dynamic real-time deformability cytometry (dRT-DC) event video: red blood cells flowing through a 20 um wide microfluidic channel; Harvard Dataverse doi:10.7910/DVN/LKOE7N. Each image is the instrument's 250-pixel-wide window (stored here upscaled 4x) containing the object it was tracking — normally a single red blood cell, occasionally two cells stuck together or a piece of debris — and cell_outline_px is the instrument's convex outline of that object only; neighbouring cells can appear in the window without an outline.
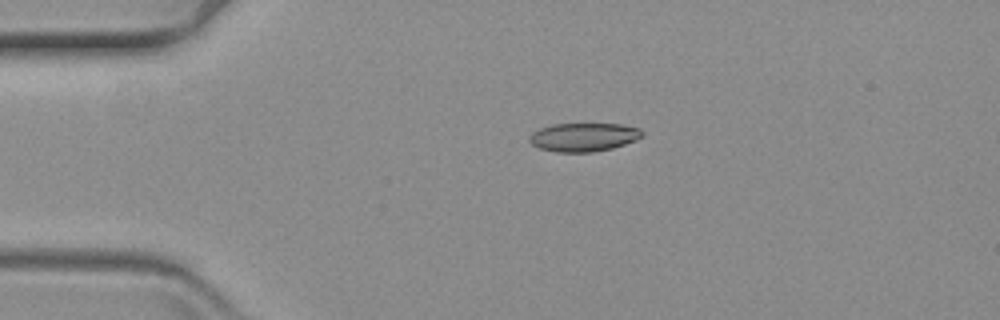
{"species": "common noctule bat (a hibernating species)", "species_latin": "Nyctalus noctula", "temperature_condition": "warm", "stored_images_in_passage": 49, "camera_frame_rate_fps": 3000, "um_per_image_px": 0.085, "animal": {"sex": "female", "body_mass_g": 19.3, "forearm_length_mm": 54.1}, "frame": {"image": 1, "passage_image": 1, "time_ms": 0.0, "image_size_px": [1000, 320], "cell_outline_px": [[644, 136], [636, 140], [612, 148], [592, 152], [556, 152], [540, 148], [532, 144], [528, 140], [528, 136], [532, 132], [540, 128], [552, 124], [620, 124], [640, 128], [644, 132]], "centroid_in_image_um": [49.61, 11.65], "position_along_channel_um": 35.4, "area_um2": 18.84}}
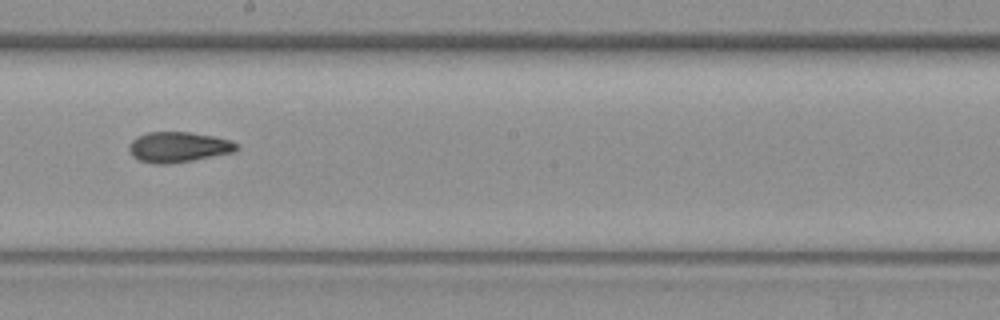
{"frame": {"image": 2, "passage_image": 22, "time_ms": 7.0, "image_size_px": [1000, 320], "cell_outline_px": [[240, 148], [232, 152], [192, 160], [168, 164], [152, 164], [140, 160], [132, 156], [128, 152], [128, 144], [136, 136], [148, 132], [188, 132], [216, 136], [232, 140]], "centroid_in_image_um": [15.12, 12.49], "position_along_channel_um": 233.1, "area_um2": 19.19}}
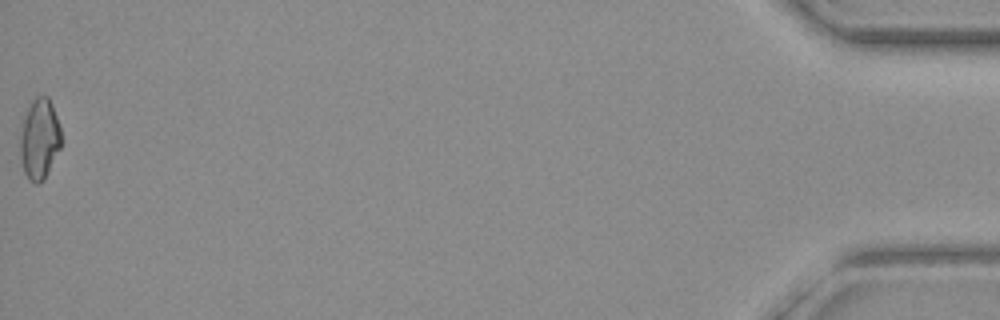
{"frame": {"image": 3, "passage_image": 49, "time_ms": 16.0, "image_size_px": [1000, 320], "cell_outline_px": [[60, 148], [44, 180], [36, 184], [28, 180], [24, 172], [20, 160], [20, 136], [24, 116], [32, 100], [36, 96], [48, 96], [52, 104], [60, 128]], "centroid_in_image_um": [3.34, 11.83], "position_along_channel_um": 431.9, "area_um2": 19.25}}